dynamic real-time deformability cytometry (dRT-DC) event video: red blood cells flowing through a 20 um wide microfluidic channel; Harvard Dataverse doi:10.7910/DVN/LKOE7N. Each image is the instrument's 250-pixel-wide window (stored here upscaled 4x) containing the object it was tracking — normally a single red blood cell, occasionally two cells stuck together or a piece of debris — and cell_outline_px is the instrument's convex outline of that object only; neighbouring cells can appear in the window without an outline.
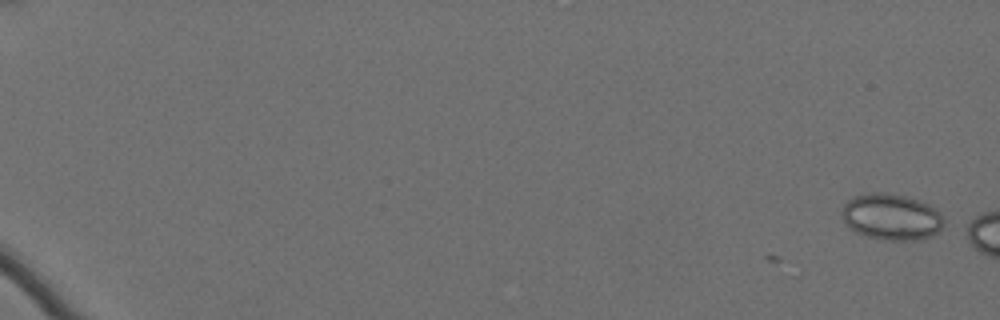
{"species": "Egyptian fruit bat (a non-hibernating species)", "species_latin": "Rousettus aegyptiacus", "temperature_condition": "cold", "stored_images_in_passage": 3, "camera_frame_rate_fps": 3000, "um_per_image_px": 0.085, "animal": {"sex": "female"}, "frame": {"image": 1, "passage_image": 3, "time_ms": 0.667, "image_size_px": [1000, 320], "cell_outline_px": [[940, 228], [932, 236], [916, 240], [884, 240], [868, 236], [856, 232], [848, 228], [840, 212], [844, 204], [848, 200], [856, 196], [872, 192], [888, 192], [908, 196], [920, 200], [936, 208], [940, 212]], "centroid_in_image_um": [75.73, 18.42], "position_along_channel_um": 9.3, "area_um2": 27.46}}